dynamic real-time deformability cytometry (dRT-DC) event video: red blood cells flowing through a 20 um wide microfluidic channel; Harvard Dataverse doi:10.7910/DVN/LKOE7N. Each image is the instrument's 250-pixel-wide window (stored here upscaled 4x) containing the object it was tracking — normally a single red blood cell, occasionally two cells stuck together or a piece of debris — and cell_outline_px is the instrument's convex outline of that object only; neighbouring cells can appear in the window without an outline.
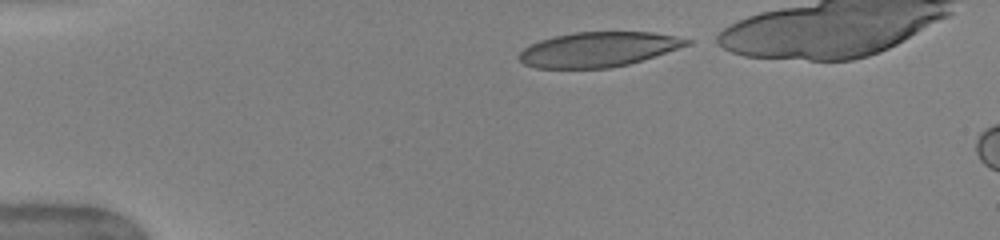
{"species": "human", "species_latin": "Homo sapiens", "temperature_condition": "warm", "stored_images_in_passage": 7, "camera_frame_rate_fps": 3000, "um_per_image_px": 0.085, "donor": {"sex": "female"}, "frame": {"image": 1, "passage_image": 1, "time_ms": 0.0, "image_size_px": [1000, 240], "cell_outline_px": [[692, 44], [628, 64], [608, 68], [536, 68], [524, 64], [516, 56], [524, 48], [540, 40], [556, 36], [576, 32], [652, 32], [676, 36], [692, 40]], "centroid_in_image_um": [50.86, 4.2], "position_along_channel_um": 34.1, "area_um2": 33.81}}